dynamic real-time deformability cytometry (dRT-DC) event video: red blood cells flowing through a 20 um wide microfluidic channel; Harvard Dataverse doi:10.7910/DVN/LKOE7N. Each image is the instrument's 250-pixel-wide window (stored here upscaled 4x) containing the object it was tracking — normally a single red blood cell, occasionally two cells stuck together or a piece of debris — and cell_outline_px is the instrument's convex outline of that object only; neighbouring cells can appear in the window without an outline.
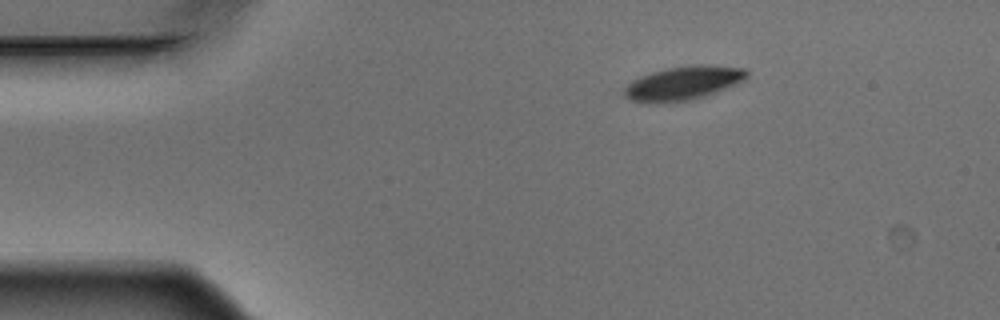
{"species": "Egyptian fruit bat (a non-hibernating species)", "species_latin": "Rousettus aegyptiacus", "temperature_condition": "warm", "stored_images_in_passage": 3, "camera_frame_rate_fps": 3000, "um_per_image_px": 0.085, "animal": {"sex": "male"}, "frame": {"image": 1, "passage_image": 1, "time_ms": 0.0, "image_size_px": [1000, 320], "cell_outline_px": [[748, 76], [744, 80], [736, 84], [704, 96], [692, 100], [632, 100], [624, 96], [624, 88], [632, 80], [640, 76], [652, 72], [668, 68], [692, 64], [708, 64], [744, 68], [748, 72]], "centroid_in_image_um": [58.15, 7.0], "position_along_channel_um": 26.9, "area_um2": 23.41}}